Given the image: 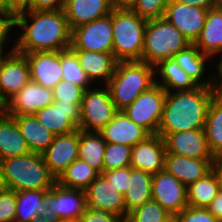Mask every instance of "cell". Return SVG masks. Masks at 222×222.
Returning <instances> with one entry per match:
<instances>
[{
	"label": "cell",
	"mask_w": 222,
	"mask_h": 222,
	"mask_svg": "<svg viewBox=\"0 0 222 222\" xmlns=\"http://www.w3.org/2000/svg\"><path fill=\"white\" fill-rule=\"evenodd\" d=\"M16 26L23 31L13 46L18 53L63 51L71 46L72 30L63 9L20 12L15 15L11 29Z\"/></svg>",
	"instance_id": "obj_1"
},
{
	"label": "cell",
	"mask_w": 222,
	"mask_h": 222,
	"mask_svg": "<svg viewBox=\"0 0 222 222\" xmlns=\"http://www.w3.org/2000/svg\"><path fill=\"white\" fill-rule=\"evenodd\" d=\"M215 93L206 87L166 92L158 135L204 129L209 104Z\"/></svg>",
	"instance_id": "obj_2"
},
{
	"label": "cell",
	"mask_w": 222,
	"mask_h": 222,
	"mask_svg": "<svg viewBox=\"0 0 222 222\" xmlns=\"http://www.w3.org/2000/svg\"><path fill=\"white\" fill-rule=\"evenodd\" d=\"M155 68L143 61L117 62L113 76L106 87L117 111H123L155 83Z\"/></svg>",
	"instance_id": "obj_3"
},
{
	"label": "cell",
	"mask_w": 222,
	"mask_h": 222,
	"mask_svg": "<svg viewBox=\"0 0 222 222\" xmlns=\"http://www.w3.org/2000/svg\"><path fill=\"white\" fill-rule=\"evenodd\" d=\"M0 163L6 189L15 192L51 189L56 182L39 153L30 152L1 160Z\"/></svg>",
	"instance_id": "obj_4"
},
{
	"label": "cell",
	"mask_w": 222,
	"mask_h": 222,
	"mask_svg": "<svg viewBox=\"0 0 222 222\" xmlns=\"http://www.w3.org/2000/svg\"><path fill=\"white\" fill-rule=\"evenodd\" d=\"M146 19L133 10H112V53L119 61H142Z\"/></svg>",
	"instance_id": "obj_5"
},
{
	"label": "cell",
	"mask_w": 222,
	"mask_h": 222,
	"mask_svg": "<svg viewBox=\"0 0 222 222\" xmlns=\"http://www.w3.org/2000/svg\"><path fill=\"white\" fill-rule=\"evenodd\" d=\"M191 43L165 17L147 21L142 61L155 66Z\"/></svg>",
	"instance_id": "obj_6"
},
{
	"label": "cell",
	"mask_w": 222,
	"mask_h": 222,
	"mask_svg": "<svg viewBox=\"0 0 222 222\" xmlns=\"http://www.w3.org/2000/svg\"><path fill=\"white\" fill-rule=\"evenodd\" d=\"M89 88L85 90L81 101V116L78 129L85 132H99L104 128L117 112L106 87Z\"/></svg>",
	"instance_id": "obj_7"
},
{
	"label": "cell",
	"mask_w": 222,
	"mask_h": 222,
	"mask_svg": "<svg viewBox=\"0 0 222 222\" xmlns=\"http://www.w3.org/2000/svg\"><path fill=\"white\" fill-rule=\"evenodd\" d=\"M166 91L155 84L142 92L132 104L123 111L137 125L150 135L157 134L162 120Z\"/></svg>",
	"instance_id": "obj_8"
},
{
	"label": "cell",
	"mask_w": 222,
	"mask_h": 222,
	"mask_svg": "<svg viewBox=\"0 0 222 222\" xmlns=\"http://www.w3.org/2000/svg\"><path fill=\"white\" fill-rule=\"evenodd\" d=\"M112 11L97 20L76 26L71 33V50L112 53Z\"/></svg>",
	"instance_id": "obj_9"
},
{
	"label": "cell",
	"mask_w": 222,
	"mask_h": 222,
	"mask_svg": "<svg viewBox=\"0 0 222 222\" xmlns=\"http://www.w3.org/2000/svg\"><path fill=\"white\" fill-rule=\"evenodd\" d=\"M0 53V97L6 103L31 80L29 65L24 54L13 48L4 56Z\"/></svg>",
	"instance_id": "obj_10"
},
{
	"label": "cell",
	"mask_w": 222,
	"mask_h": 222,
	"mask_svg": "<svg viewBox=\"0 0 222 222\" xmlns=\"http://www.w3.org/2000/svg\"><path fill=\"white\" fill-rule=\"evenodd\" d=\"M48 212L56 214L62 222H78L87 208L85 191L66 188L57 182L46 193Z\"/></svg>",
	"instance_id": "obj_11"
},
{
	"label": "cell",
	"mask_w": 222,
	"mask_h": 222,
	"mask_svg": "<svg viewBox=\"0 0 222 222\" xmlns=\"http://www.w3.org/2000/svg\"><path fill=\"white\" fill-rule=\"evenodd\" d=\"M81 103L54 100L52 105L37 111L34 116L55 135L69 134L78 130L81 116Z\"/></svg>",
	"instance_id": "obj_12"
},
{
	"label": "cell",
	"mask_w": 222,
	"mask_h": 222,
	"mask_svg": "<svg viewBox=\"0 0 222 222\" xmlns=\"http://www.w3.org/2000/svg\"><path fill=\"white\" fill-rule=\"evenodd\" d=\"M152 200L175 216L187 206V187L165 170L153 174Z\"/></svg>",
	"instance_id": "obj_13"
},
{
	"label": "cell",
	"mask_w": 222,
	"mask_h": 222,
	"mask_svg": "<svg viewBox=\"0 0 222 222\" xmlns=\"http://www.w3.org/2000/svg\"><path fill=\"white\" fill-rule=\"evenodd\" d=\"M84 191L87 208L109 212L126 220L128 215L124 195L116 190L102 174H99Z\"/></svg>",
	"instance_id": "obj_14"
},
{
	"label": "cell",
	"mask_w": 222,
	"mask_h": 222,
	"mask_svg": "<svg viewBox=\"0 0 222 222\" xmlns=\"http://www.w3.org/2000/svg\"><path fill=\"white\" fill-rule=\"evenodd\" d=\"M207 13V9L182 4L176 0H170L164 17L177 28L191 44H194L204 27Z\"/></svg>",
	"instance_id": "obj_15"
},
{
	"label": "cell",
	"mask_w": 222,
	"mask_h": 222,
	"mask_svg": "<svg viewBox=\"0 0 222 222\" xmlns=\"http://www.w3.org/2000/svg\"><path fill=\"white\" fill-rule=\"evenodd\" d=\"M79 129L55 135L53 142L41 154L49 173L57 180L67 167L78 158Z\"/></svg>",
	"instance_id": "obj_16"
},
{
	"label": "cell",
	"mask_w": 222,
	"mask_h": 222,
	"mask_svg": "<svg viewBox=\"0 0 222 222\" xmlns=\"http://www.w3.org/2000/svg\"><path fill=\"white\" fill-rule=\"evenodd\" d=\"M54 102L53 90L29 81L12 99L5 105V113L8 115L35 114L42 108L52 105Z\"/></svg>",
	"instance_id": "obj_17"
},
{
	"label": "cell",
	"mask_w": 222,
	"mask_h": 222,
	"mask_svg": "<svg viewBox=\"0 0 222 222\" xmlns=\"http://www.w3.org/2000/svg\"><path fill=\"white\" fill-rule=\"evenodd\" d=\"M164 141L166 153L194 159H216L210 152L204 129L170 133Z\"/></svg>",
	"instance_id": "obj_18"
},
{
	"label": "cell",
	"mask_w": 222,
	"mask_h": 222,
	"mask_svg": "<svg viewBox=\"0 0 222 222\" xmlns=\"http://www.w3.org/2000/svg\"><path fill=\"white\" fill-rule=\"evenodd\" d=\"M165 155L164 139L158 134H152L132 147L130 166L156 174L164 170Z\"/></svg>",
	"instance_id": "obj_19"
},
{
	"label": "cell",
	"mask_w": 222,
	"mask_h": 222,
	"mask_svg": "<svg viewBox=\"0 0 222 222\" xmlns=\"http://www.w3.org/2000/svg\"><path fill=\"white\" fill-rule=\"evenodd\" d=\"M24 55L29 65L31 81L50 89L62 81L60 51L32 52Z\"/></svg>",
	"instance_id": "obj_20"
},
{
	"label": "cell",
	"mask_w": 222,
	"mask_h": 222,
	"mask_svg": "<svg viewBox=\"0 0 222 222\" xmlns=\"http://www.w3.org/2000/svg\"><path fill=\"white\" fill-rule=\"evenodd\" d=\"M106 143L122 144L133 147L145 140L150 134L134 123L124 111H117L113 119L98 132Z\"/></svg>",
	"instance_id": "obj_21"
},
{
	"label": "cell",
	"mask_w": 222,
	"mask_h": 222,
	"mask_svg": "<svg viewBox=\"0 0 222 222\" xmlns=\"http://www.w3.org/2000/svg\"><path fill=\"white\" fill-rule=\"evenodd\" d=\"M217 159H194L166 153L164 170L181 181L186 187L208 174Z\"/></svg>",
	"instance_id": "obj_22"
},
{
	"label": "cell",
	"mask_w": 222,
	"mask_h": 222,
	"mask_svg": "<svg viewBox=\"0 0 222 222\" xmlns=\"http://www.w3.org/2000/svg\"><path fill=\"white\" fill-rule=\"evenodd\" d=\"M63 11L70 29L111 13L109 0H65Z\"/></svg>",
	"instance_id": "obj_23"
},
{
	"label": "cell",
	"mask_w": 222,
	"mask_h": 222,
	"mask_svg": "<svg viewBox=\"0 0 222 222\" xmlns=\"http://www.w3.org/2000/svg\"><path fill=\"white\" fill-rule=\"evenodd\" d=\"M72 51L76 54L81 68L92 82L99 80L98 82L102 81L105 85L108 83L118 62L113 53L85 50Z\"/></svg>",
	"instance_id": "obj_24"
},
{
	"label": "cell",
	"mask_w": 222,
	"mask_h": 222,
	"mask_svg": "<svg viewBox=\"0 0 222 222\" xmlns=\"http://www.w3.org/2000/svg\"><path fill=\"white\" fill-rule=\"evenodd\" d=\"M9 116L15 119L30 152L42 154L53 142L55 134L44 127L34 114Z\"/></svg>",
	"instance_id": "obj_25"
},
{
	"label": "cell",
	"mask_w": 222,
	"mask_h": 222,
	"mask_svg": "<svg viewBox=\"0 0 222 222\" xmlns=\"http://www.w3.org/2000/svg\"><path fill=\"white\" fill-rule=\"evenodd\" d=\"M30 153L15 119L5 112L0 116V161Z\"/></svg>",
	"instance_id": "obj_26"
},
{
	"label": "cell",
	"mask_w": 222,
	"mask_h": 222,
	"mask_svg": "<svg viewBox=\"0 0 222 222\" xmlns=\"http://www.w3.org/2000/svg\"><path fill=\"white\" fill-rule=\"evenodd\" d=\"M194 45L212 59L222 53V12L217 7L208 10L204 27Z\"/></svg>",
	"instance_id": "obj_27"
},
{
	"label": "cell",
	"mask_w": 222,
	"mask_h": 222,
	"mask_svg": "<svg viewBox=\"0 0 222 222\" xmlns=\"http://www.w3.org/2000/svg\"><path fill=\"white\" fill-rule=\"evenodd\" d=\"M155 74L159 73L161 82L155 79V83L166 92L194 90L199 86L180 67L174 57L162 60L155 66Z\"/></svg>",
	"instance_id": "obj_28"
},
{
	"label": "cell",
	"mask_w": 222,
	"mask_h": 222,
	"mask_svg": "<svg viewBox=\"0 0 222 222\" xmlns=\"http://www.w3.org/2000/svg\"><path fill=\"white\" fill-rule=\"evenodd\" d=\"M153 174L130 166L128 187L124 193L126 214L152 200Z\"/></svg>",
	"instance_id": "obj_29"
},
{
	"label": "cell",
	"mask_w": 222,
	"mask_h": 222,
	"mask_svg": "<svg viewBox=\"0 0 222 222\" xmlns=\"http://www.w3.org/2000/svg\"><path fill=\"white\" fill-rule=\"evenodd\" d=\"M179 64V67L189 75L192 80L200 87L210 88L211 77L204 78L208 55L203 54L194 44L188 45L185 49L179 51L173 56Z\"/></svg>",
	"instance_id": "obj_30"
},
{
	"label": "cell",
	"mask_w": 222,
	"mask_h": 222,
	"mask_svg": "<svg viewBox=\"0 0 222 222\" xmlns=\"http://www.w3.org/2000/svg\"><path fill=\"white\" fill-rule=\"evenodd\" d=\"M204 131L210 152L216 159H222V96H213L207 111Z\"/></svg>",
	"instance_id": "obj_31"
},
{
	"label": "cell",
	"mask_w": 222,
	"mask_h": 222,
	"mask_svg": "<svg viewBox=\"0 0 222 222\" xmlns=\"http://www.w3.org/2000/svg\"><path fill=\"white\" fill-rule=\"evenodd\" d=\"M106 141L98 132L79 129L78 158L89 164L99 174L103 172V157Z\"/></svg>",
	"instance_id": "obj_32"
},
{
	"label": "cell",
	"mask_w": 222,
	"mask_h": 222,
	"mask_svg": "<svg viewBox=\"0 0 222 222\" xmlns=\"http://www.w3.org/2000/svg\"><path fill=\"white\" fill-rule=\"evenodd\" d=\"M50 189L16 192L15 222H32L46 209V193Z\"/></svg>",
	"instance_id": "obj_33"
},
{
	"label": "cell",
	"mask_w": 222,
	"mask_h": 222,
	"mask_svg": "<svg viewBox=\"0 0 222 222\" xmlns=\"http://www.w3.org/2000/svg\"><path fill=\"white\" fill-rule=\"evenodd\" d=\"M218 192V182L214 172L211 170L203 178L187 187L188 206L206 208L217 196Z\"/></svg>",
	"instance_id": "obj_34"
},
{
	"label": "cell",
	"mask_w": 222,
	"mask_h": 222,
	"mask_svg": "<svg viewBox=\"0 0 222 222\" xmlns=\"http://www.w3.org/2000/svg\"><path fill=\"white\" fill-rule=\"evenodd\" d=\"M98 175L99 173L89 164L77 158L56 182L66 188L85 190Z\"/></svg>",
	"instance_id": "obj_35"
},
{
	"label": "cell",
	"mask_w": 222,
	"mask_h": 222,
	"mask_svg": "<svg viewBox=\"0 0 222 222\" xmlns=\"http://www.w3.org/2000/svg\"><path fill=\"white\" fill-rule=\"evenodd\" d=\"M60 61L62 80L70 81L84 90L89 89L92 81L81 68L76 54L70 48L60 51Z\"/></svg>",
	"instance_id": "obj_36"
},
{
	"label": "cell",
	"mask_w": 222,
	"mask_h": 222,
	"mask_svg": "<svg viewBox=\"0 0 222 222\" xmlns=\"http://www.w3.org/2000/svg\"><path fill=\"white\" fill-rule=\"evenodd\" d=\"M172 217L160 204L151 200L130 212L125 222H168Z\"/></svg>",
	"instance_id": "obj_37"
},
{
	"label": "cell",
	"mask_w": 222,
	"mask_h": 222,
	"mask_svg": "<svg viewBox=\"0 0 222 222\" xmlns=\"http://www.w3.org/2000/svg\"><path fill=\"white\" fill-rule=\"evenodd\" d=\"M132 147L122 144L106 143L103 157V171L130 166Z\"/></svg>",
	"instance_id": "obj_38"
},
{
	"label": "cell",
	"mask_w": 222,
	"mask_h": 222,
	"mask_svg": "<svg viewBox=\"0 0 222 222\" xmlns=\"http://www.w3.org/2000/svg\"><path fill=\"white\" fill-rule=\"evenodd\" d=\"M170 0H137L133 11L146 20L162 18Z\"/></svg>",
	"instance_id": "obj_39"
},
{
	"label": "cell",
	"mask_w": 222,
	"mask_h": 222,
	"mask_svg": "<svg viewBox=\"0 0 222 222\" xmlns=\"http://www.w3.org/2000/svg\"><path fill=\"white\" fill-rule=\"evenodd\" d=\"M54 100L81 103L85 90L70 81L62 80L53 89Z\"/></svg>",
	"instance_id": "obj_40"
},
{
	"label": "cell",
	"mask_w": 222,
	"mask_h": 222,
	"mask_svg": "<svg viewBox=\"0 0 222 222\" xmlns=\"http://www.w3.org/2000/svg\"><path fill=\"white\" fill-rule=\"evenodd\" d=\"M16 192L10 189L0 190V222H15Z\"/></svg>",
	"instance_id": "obj_41"
},
{
	"label": "cell",
	"mask_w": 222,
	"mask_h": 222,
	"mask_svg": "<svg viewBox=\"0 0 222 222\" xmlns=\"http://www.w3.org/2000/svg\"><path fill=\"white\" fill-rule=\"evenodd\" d=\"M174 222H220L207 208L187 206L179 214L173 216Z\"/></svg>",
	"instance_id": "obj_42"
},
{
	"label": "cell",
	"mask_w": 222,
	"mask_h": 222,
	"mask_svg": "<svg viewBox=\"0 0 222 222\" xmlns=\"http://www.w3.org/2000/svg\"><path fill=\"white\" fill-rule=\"evenodd\" d=\"M102 175L124 195L127 190L129 177H130V166L115 170L103 171Z\"/></svg>",
	"instance_id": "obj_43"
},
{
	"label": "cell",
	"mask_w": 222,
	"mask_h": 222,
	"mask_svg": "<svg viewBox=\"0 0 222 222\" xmlns=\"http://www.w3.org/2000/svg\"><path fill=\"white\" fill-rule=\"evenodd\" d=\"M78 222H125L121 217L109 212L85 209Z\"/></svg>",
	"instance_id": "obj_44"
},
{
	"label": "cell",
	"mask_w": 222,
	"mask_h": 222,
	"mask_svg": "<svg viewBox=\"0 0 222 222\" xmlns=\"http://www.w3.org/2000/svg\"><path fill=\"white\" fill-rule=\"evenodd\" d=\"M65 0H28L27 10H62Z\"/></svg>",
	"instance_id": "obj_45"
},
{
	"label": "cell",
	"mask_w": 222,
	"mask_h": 222,
	"mask_svg": "<svg viewBox=\"0 0 222 222\" xmlns=\"http://www.w3.org/2000/svg\"><path fill=\"white\" fill-rule=\"evenodd\" d=\"M6 2V21L12 25L16 14L26 11L28 0H5Z\"/></svg>",
	"instance_id": "obj_46"
},
{
	"label": "cell",
	"mask_w": 222,
	"mask_h": 222,
	"mask_svg": "<svg viewBox=\"0 0 222 222\" xmlns=\"http://www.w3.org/2000/svg\"><path fill=\"white\" fill-rule=\"evenodd\" d=\"M219 60H220L219 63H217L218 64L217 75L210 76L211 77L210 89L215 93V95L222 96V58Z\"/></svg>",
	"instance_id": "obj_47"
},
{
	"label": "cell",
	"mask_w": 222,
	"mask_h": 222,
	"mask_svg": "<svg viewBox=\"0 0 222 222\" xmlns=\"http://www.w3.org/2000/svg\"><path fill=\"white\" fill-rule=\"evenodd\" d=\"M206 208L217 220L222 222V192L219 191L217 196Z\"/></svg>",
	"instance_id": "obj_48"
},
{
	"label": "cell",
	"mask_w": 222,
	"mask_h": 222,
	"mask_svg": "<svg viewBox=\"0 0 222 222\" xmlns=\"http://www.w3.org/2000/svg\"><path fill=\"white\" fill-rule=\"evenodd\" d=\"M182 4L192 5L204 9H213L217 7L218 0H176Z\"/></svg>",
	"instance_id": "obj_49"
},
{
	"label": "cell",
	"mask_w": 222,
	"mask_h": 222,
	"mask_svg": "<svg viewBox=\"0 0 222 222\" xmlns=\"http://www.w3.org/2000/svg\"><path fill=\"white\" fill-rule=\"evenodd\" d=\"M11 25L3 18L0 16V53L3 50L4 45L6 44L9 35V32L11 31Z\"/></svg>",
	"instance_id": "obj_50"
},
{
	"label": "cell",
	"mask_w": 222,
	"mask_h": 222,
	"mask_svg": "<svg viewBox=\"0 0 222 222\" xmlns=\"http://www.w3.org/2000/svg\"><path fill=\"white\" fill-rule=\"evenodd\" d=\"M112 10H133L137 0H109Z\"/></svg>",
	"instance_id": "obj_51"
},
{
	"label": "cell",
	"mask_w": 222,
	"mask_h": 222,
	"mask_svg": "<svg viewBox=\"0 0 222 222\" xmlns=\"http://www.w3.org/2000/svg\"><path fill=\"white\" fill-rule=\"evenodd\" d=\"M32 222H62L61 219L51 212H48V208L42 211L37 218L33 219Z\"/></svg>",
	"instance_id": "obj_52"
},
{
	"label": "cell",
	"mask_w": 222,
	"mask_h": 222,
	"mask_svg": "<svg viewBox=\"0 0 222 222\" xmlns=\"http://www.w3.org/2000/svg\"><path fill=\"white\" fill-rule=\"evenodd\" d=\"M211 170L214 172V174L216 176L219 191L222 192V159H217L212 164Z\"/></svg>",
	"instance_id": "obj_53"
},
{
	"label": "cell",
	"mask_w": 222,
	"mask_h": 222,
	"mask_svg": "<svg viewBox=\"0 0 222 222\" xmlns=\"http://www.w3.org/2000/svg\"><path fill=\"white\" fill-rule=\"evenodd\" d=\"M0 16L6 20V2H5V0H0Z\"/></svg>",
	"instance_id": "obj_54"
},
{
	"label": "cell",
	"mask_w": 222,
	"mask_h": 222,
	"mask_svg": "<svg viewBox=\"0 0 222 222\" xmlns=\"http://www.w3.org/2000/svg\"><path fill=\"white\" fill-rule=\"evenodd\" d=\"M5 189L4 181H3V174H2V166L0 163V190Z\"/></svg>",
	"instance_id": "obj_55"
},
{
	"label": "cell",
	"mask_w": 222,
	"mask_h": 222,
	"mask_svg": "<svg viewBox=\"0 0 222 222\" xmlns=\"http://www.w3.org/2000/svg\"><path fill=\"white\" fill-rule=\"evenodd\" d=\"M5 112V105L1 102V97H0V116Z\"/></svg>",
	"instance_id": "obj_56"
},
{
	"label": "cell",
	"mask_w": 222,
	"mask_h": 222,
	"mask_svg": "<svg viewBox=\"0 0 222 222\" xmlns=\"http://www.w3.org/2000/svg\"><path fill=\"white\" fill-rule=\"evenodd\" d=\"M217 8L222 12V0H218Z\"/></svg>",
	"instance_id": "obj_57"
},
{
	"label": "cell",
	"mask_w": 222,
	"mask_h": 222,
	"mask_svg": "<svg viewBox=\"0 0 222 222\" xmlns=\"http://www.w3.org/2000/svg\"><path fill=\"white\" fill-rule=\"evenodd\" d=\"M168 222H174V219H173V217L168 221Z\"/></svg>",
	"instance_id": "obj_58"
}]
</instances>
